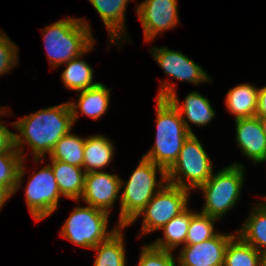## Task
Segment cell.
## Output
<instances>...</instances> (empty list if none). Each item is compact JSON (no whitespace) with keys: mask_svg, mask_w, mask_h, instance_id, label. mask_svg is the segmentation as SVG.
<instances>
[{"mask_svg":"<svg viewBox=\"0 0 266 266\" xmlns=\"http://www.w3.org/2000/svg\"><path fill=\"white\" fill-rule=\"evenodd\" d=\"M12 124L20 132V135L14 133V147L24 159L21 149L27 143L36 163L44 154H50L55 144L71 131L74 122L68 102L37 110Z\"/></svg>","mask_w":266,"mask_h":266,"instance_id":"cell-1","label":"cell"},{"mask_svg":"<svg viewBox=\"0 0 266 266\" xmlns=\"http://www.w3.org/2000/svg\"><path fill=\"white\" fill-rule=\"evenodd\" d=\"M42 31L52 68L82 55L95 42L89 23L79 18L58 20Z\"/></svg>","mask_w":266,"mask_h":266,"instance_id":"cell-2","label":"cell"},{"mask_svg":"<svg viewBox=\"0 0 266 266\" xmlns=\"http://www.w3.org/2000/svg\"><path fill=\"white\" fill-rule=\"evenodd\" d=\"M156 100V140L153 148L142 157L167 172L177 161L183 143L191 133L186 129L178 110L168 99Z\"/></svg>","mask_w":266,"mask_h":266,"instance_id":"cell-3","label":"cell"},{"mask_svg":"<svg viewBox=\"0 0 266 266\" xmlns=\"http://www.w3.org/2000/svg\"><path fill=\"white\" fill-rule=\"evenodd\" d=\"M138 162V166L124 185L120 197L118 226L127 227L159 189L164 186L162 183H167L166 171L162 167L144 157ZM157 170L161 177L159 181L156 180Z\"/></svg>","mask_w":266,"mask_h":266,"instance_id":"cell-4","label":"cell"},{"mask_svg":"<svg viewBox=\"0 0 266 266\" xmlns=\"http://www.w3.org/2000/svg\"><path fill=\"white\" fill-rule=\"evenodd\" d=\"M211 161L196 135L190 134L183 143L177 161L166 172L167 182L189 191L199 188L213 174Z\"/></svg>","mask_w":266,"mask_h":266,"instance_id":"cell-5","label":"cell"},{"mask_svg":"<svg viewBox=\"0 0 266 266\" xmlns=\"http://www.w3.org/2000/svg\"><path fill=\"white\" fill-rule=\"evenodd\" d=\"M244 166L237 164L225 167L199 187L203 191L205 205L202 213L221 219L228 210L236 205L243 185Z\"/></svg>","mask_w":266,"mask_h":266,"instance_id":"cell-6","label":"cell"},{"mask_svg":"<svg viewBox=\"0 0 266 266\" xmlns=\"http://www.w3.org/2000/svg\"><path fill=\"white\" fill-rule=\"evenodd\" d=\"M109 213L90 205L76 207L66 219L60 236L84 248L106 241L119 227L107 231Z\"/></svg>","mask_w":266,"mask_h":266,"instance_id":"cell-7","label":"cell"},{"mask_svg":"<svg viewBox=\"0 0 266 266\" xmlns=\"http://www.w3.org/2000/svg\"><path fill=\"white\" fill-rule=\"evenodd\" d=\"M189 193V190L167 182L128 225L143 214L142 235L162 229L188 207Z\"/></svg>","mask_w":266,"mask_h":266,"instance_id":"cell-8","label":"cell"},{"mask_svg":"<svg viewBox=\"0 0 266 266\" xmlns=\"http://www.w3.org/2000/svg\"><path fill=\"white\" fill-rule=\"evenodd\" d=\"M60 196L50 164L35 173L25 188L26 204L36 221L45 219L58 208Z\"/></svg>","mask_w":266,"mask_h":266,"instance_id":"cell-9","label":"cell"},{"mask_svg":"<svg viewBox=\"0 0 266 266\" xmlns=\"http://www.w3.org/2000/svg\"><path fill=\"white\" fill-rule=\"evenodd\" d=\"M136 8L147 42L179 23L177 0H144Z\"/></svg>","mask_w":266,"mask_h":266,"instance_id":"cell-10","label":"cell"},{"mask_svg":"<svg viewBox=\"0 0 266 266\" xmlns=\"http://www.w3.org/2000/svg\"><path fill=\"white\" fill-rule=\"evenodd\" d=\"M161 84L157 98L168 99L172 103L180 113L186 129L191 134H193V131L186 119L198 126H206L212 121V118L215 116V111L206 97L198 92L192 91L186 96L184 103L180 104L176 96V91L174 90V83L161 82Z\"/></svg>","mask_w":266,"mask_h":266,"instance_id":"cell-11","label":"cell"},{"mask_svg":"<svg viewBox=\"0 0 266 266\" xmlns=\"http://www.w3.org/2000/svg\"><path fill=\"white\" fill-rule=\"evenodd\" d=\"M123 184V180L117 175L104 171L88 172L81 198L88 205L110 213Z\"/></svg>","mask_w":266,"mask_h":266,"instance_id":"cell-12","label":"cell"},{"mask_svg":"<svg viewBox=\"0 0 266 266\" xmlns=\"http://www.w3.org/2000/svg\"><path fill=\"white\" fill-rule=\"evenodd\" d=\"M153 50V51H152ZM150 53L156 59L158 65L165 74L179 80L192 84L200 82H211V77L197 63L180 51L169 50L167 47L152 48ZM152 51V52H151Z\"/></svg>","mask_w":266,"mask_h":266,"instance_id":"cell-13","label":"cell"},{"mask_svg":"<svg viewBox=\"0 0 266 266\" xmlns=\"http://www.w3.org/2000/svg\"><path fill=\"white\" fill-rule=\"evenodd\" d=\"M233 234L217 233L209 240L185 245L179 255V266H223L224 255Z\"/></svg>","mask_w":266,"mask_h":266,"instance_id":"cell-14","label":"cell"},{"mask_svg":"<svg viewBox=\"0 0 266 266\" xmlns=\"http://www.w3.org/2000/svg\"><path fill=\"white\" fill-rule=\"evenodd\" d=\"M236 141L242 153L255 164L266 161V137L259 117L235 120Z\"/></svg>","mask_w":266,"mask_h":266,"instance_id":"cell-15","label":"cell"},{"mask_svg":"<svg viewBox=\"0 0 266 266\" xmlns=\"http://www.w3.org/2000/svg\"><path fill=\"white\" fill-rule=\"evenodd\" d=\"M110 91L102 83H98L96 86L82 90L78 96L77 102H70V108L72 111L73 122L78 118V107L80 113L87 115L94 120H98L108 110L110 101Z\"/></svg>","mask_w":266,"mask_h":266,"instance_id":"cell-16","label":"cell"},{"mask_svg":"<svg viewBox=\"0 0 266 266\" xmlns=\"http://www.w3.org/2000/svg\"><path fill=\"white\" fill-rule=\"evenodd\" d=\"M49 164L61 195L79 202L84 190L86 175L84 169L57 160H51Z\"/></svg>","mask_w":266,"mask_h":266,"instance_id":"cell-17","label":"cell"},{"mask_svg":"<svg viewBox=\"0 0 266 266\" xmlns=\"http://www.w3.org/2000/svg\"><path fill=\"white\" fill-rule=\"evenodd\" d=\"M91 2L109 32L111 42L123 40L125 11L130 0H88Z\"/></svg>","mask_w":266,"mask_h":266,"instance_id":"cell-18","label":"cell"},{"mask_svg":"<svg viewBox=\"0 0 266 266\" xmlns=\"http://www.w3.org/2000/svg\"><path fill=\"white\" fill-rule=\"evenodd\" d=\"M259 89L249 84H240L228 91L226 106L235 120L254 117L258 108Z\"/></svg>","mask_w":266,"mask_h":266,"instance_id":"cell-19","label":"cell"},{"mask_svg":"<svg viewBox=\"0 0 266 266\" xmlns=\"http://www.w3.org/2000/svg\"><path fill=\"white\" fill-rule=\"evenodd\" d=\"M113 143L104 135L85 138L83 169L86 173L101 171L113 159Z\"/></svg>","mask_w":266,"mask_h":266,"instance_id":"cell-20","label":"cell"},{"mask_svg":"<svg viewBox=\"0 0 266 266\" xmlns=\"http://www.w3.org/2000/svg\"><path fill=\"white\" fill-rule=\"evenodd\" d=\"M252 211L237 233L246 243L264 255L266 254V201L254 206Z\"/></svg>","mask_w":266,"mask_h":266,"instance_id":"cell-21","label":"cell"},{"mask_svg":"<svg viewBox=\"0 0 266 266\" xmlns=\"http://www.w3.org/2000/svg\"><path fill=\"white\" fill-rule=\"evenodd\" d=\"M94 43L80 56L66 62V68L61 74L63 84L70 90L82 91L96 86L99 82L93 83L92 67L85 61L81 60V56L86 54L94 47Z\"/></svg>","mask_w":266,"mask_h":266,"instance_id":"cell-22","label":"cell"},{"mask_svg":"<svg viewBox=\"0 0 266 266\" xmlns=\"http://www.w3.org/2000/svg\"><path fill=\"white\" fill-rule=\"evenodd\" d=\"M190 221L191 210H188L187 207L163 226V239L158 238V240L151 244L156 248L171 252L181 244L185 246Z\"/></svg>","mask_w":266,"mask_h":266,"instance_id":"cell-23","label":"cell"},{"mask_svg":"<svg viewBox=\"0 0 266 266\" xmlns=\"http://www.w3.org/2000/svg\"><path fill=\"white\" fill-rule=\"evenodd\" d=\"M126 227L119 226L106 241L92 248L97 252L94 266H125L126 256L122 230Z\"/></svg>","mask_w":266,"mask_h":266,"instance_id":"cell-24","label":"cell"},{"mask_svg":"<svg viewBox=\"0 0 266 266\" xmlns=\"http://www.w3.org/2000/svg\"><path fill=\"white\" fill-rule=\"evenodd\" d=\"M24 160L26 159L22 158L14 146L0 153V184L6 186L13 194L20 188L24 178Z\"/></svg>","mask_w":266,"mask_h":266,"instance_id":"cell-25","label":"cell"},{"mask_svg":"<svg viewBox=\"0 0 266 266\" xmlns=\"http://www.w3.org/2000/svg\"><path fill=\"white\" fill-rule=\"evenodd\" d=\"M85 139L72 134L64 135L53 147L49 156L51 160L66 162L83 168Z\"/></svg>","mask_w":266,"mask_h":266,"instance_id":"cell-26","label":"cell"},{"mask_svg":"<svg viewBox=\"0 0 266 266\" xmlns=\"http://www.w3.org/2000/svg\"><path fill=\"white\" fill-rule=\"evenodd\" d=\"M261 256L237 234L226 247L223 266H259Z\"/></svg>","mask_w":266,"mask_h":266,"instance_id":"cell-27","label":"cell"},{"mask_svg":"<svg viewBox=\"0 0 266 266\" xmlns=\"http://www.w3.org/2000/svg\"><path fill=\"white\" fill-rule=\"evenodd\" d=\"M215 217L208 216L202 212L191 211V221L189 223L185 245H194L202 243L214 237L217 233L214 231Z\"/></svg>","mask_w":266,"mask_h":266,"instance_id":"cell-28","label":"cell"},{"mask_svg":"<svg viewBox=\"0 0 266 266\" xmlns=\"http://www.w3.org/2000/svg\"><path fill=\"white\" fill-rule=\"evenodd\" d=\"M137 266H176L173 252L154 247L152 244L142 247Z\"/></svg>","mask_w":266,"mask_h":266,"instance_id":"cell-29","label":"cell"},{"mask_svg":"<svg viewBox=\"0 0 266 266\" xmlns=\"http://www.w3.org/2000/svg\"><path fill=\"white\" fill-rule=\"evenodd\" d=\"M18 47L0 32V75L10 72L18 64ZM10 70V71H9Z\"/></svg>","mask_w":266,"mask_h":266,"instance_id":"cell-30","label":"cell"},{"mask_svg":"<svg viewBox=\"0 0 266 266\" xmlns=\"http://www.w3.org/2000/svg\"><path fill=\"white\" fill-rule=\"evenodd\" d=\"M6 110L0 108V115L5 114ZM14 146V133L7 129L0 120V153L10 150Z\"/></svg>","mask_w":266,"mask_h":266,"instance_id":"cell-31","label":"cell"},{"mask_svg":"<svg viewBox=\"0 0 266 266\" xmlns=\"http://www.w3.org/2000/svg\"><path fill=\"white\" fill-rule=\"evenodd\" d=\"M256 117H266V86L259 88Z\"/></svg>","mask_w":266,"mask_h":266,"instance_id":"cell-32","label":"cell"},{"mask_svg":"<svg viewBox=\"0 0 266 266\" xmlns=\"http://www.w3.org/2000/svg\"><path fill=\"white\" fill-rule=\"evenodd\" d=\"M13 195V193L3 184H0V209L5 202Z\"/></svg>","mask_w":266,"mask_h":266,"instance_id":"cell-33","label":"cell"},{"mask_svg":"<svg viewBox=\"0 0 266 266\" xmlns=\"http://www.w3.org/2000/svg\"><path fill=\"white\" fill-rule=\"evenodd\" d=\"M260 124L262 126V130L264 132V135L266 137V117H259Z\"/></svg>","mask_w":266,"mask_h":266,"instance_id":"cell-34","label":"cell"},{"mask_svg":"<svg viewBox=\"0 0 266 266\" xmlns=\"http://www.w3.org/2000/svg\"><path fill=\"white\" fill-rule=\"evenodd\" d=\"M259 266H266V254L261 256Z\"/></svg>","mask_w":266,"mask_h":266,"instance_id":"cell-35","label":"cell"}]
</instances>
